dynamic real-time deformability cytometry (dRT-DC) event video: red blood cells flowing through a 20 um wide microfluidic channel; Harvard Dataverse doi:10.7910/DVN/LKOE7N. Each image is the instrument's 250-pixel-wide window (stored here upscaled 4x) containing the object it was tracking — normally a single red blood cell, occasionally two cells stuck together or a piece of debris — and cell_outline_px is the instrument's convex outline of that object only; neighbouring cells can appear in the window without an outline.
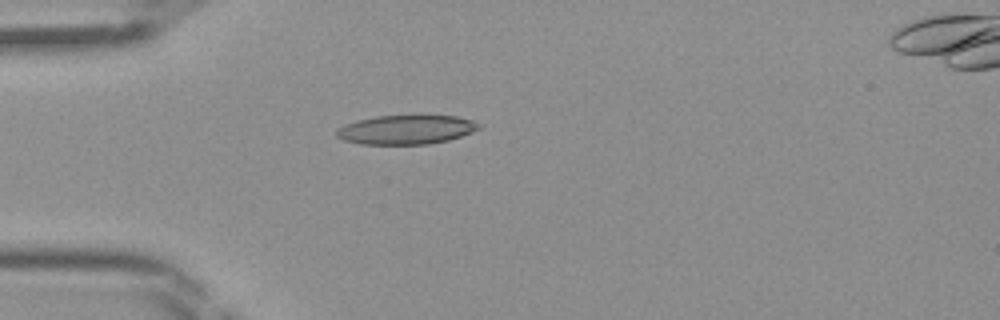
{"species": "Egyptian fruit bat (a non-hibernating species)", "species_latin": "Rousettus aegyptiacus", "temperature_condition": "room temperature", "stored_images_in_passage": 34, "camera_frame_rate_fps": 3000, "um_per_image_px": 0.085, "frame": {"image": 1, "passage_image": 2, "time_ms": 0.333, "image_size_px": [1000, 320], "cell_outline_px": [[480, 128], [472, 132], [448, 140], [428, 144], [360, 144], [344, 140], [336, 136], [336, 128], [344, 124], [356, 120], [376, 116], [456, 116], [472, 120], [480, 124]], "centroid_in_image_um": [34.48, 11.02], "position_along_channel_um": 50.5, "area_um2": 24.1}}
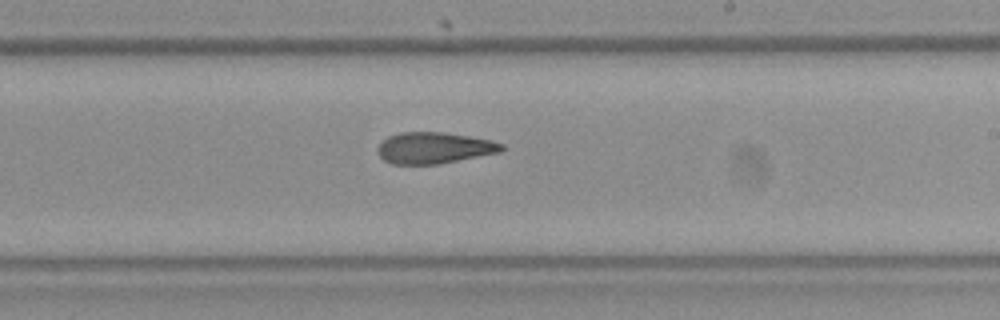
{"frame": {"image": 2, "passage_image": 16, "time_ms": 5.0, "image_size_px": [1000, 320], "cell_outline_px": [[504, 148], [500, 152], [440, 164], [392, 164], [384, 160], [376, 152], [376, 148], [388, 136], [400, 132], [444, 132], [492, 140], [504, 144]], "centroid_in_image_um": [36.89, 12.57], "position_along_channel_um": 252.1, "area_um2": 22.72}}
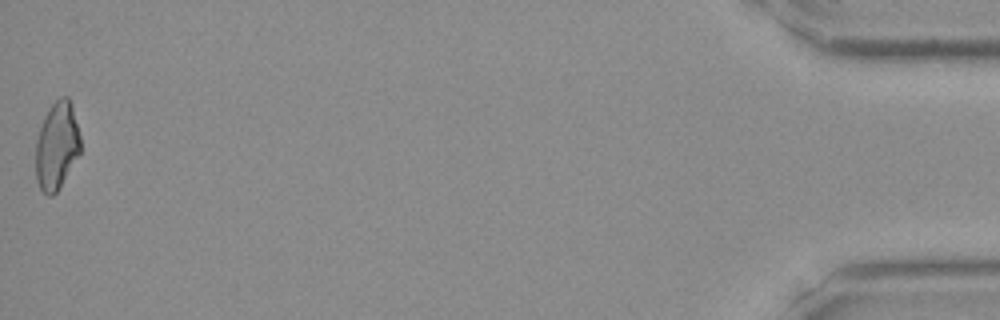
{"frame": {"image": 3, "passage_image": 34, "time_ms": 11.0, "image_size_px": [1000, 320], "cell_outline_px": [[80, 152], [60, 188], [52, 196], [48, 196], [40, 188], [36, 180], [36, 140], [44, 116], [48, 108], [60, 96], [68, 96], [72, 104], [80, 136]], "centroid_in_image_um": [4.83, 12.38], "position_along_channel_um": 430.4, "area_um2": 22.89}}